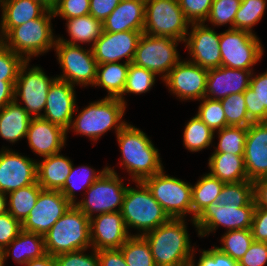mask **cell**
Masks as SVG:
<instances>
[{"mask_svg": "<svg viewBox=\"0 0 267 266\" xmlns=\"http://www.w3.org/2000/svg\"><path fill=\"white\" fill-rule=\"evenodd\" d=\"M41 190L39 184L34 183L8 193V212L22 223L34 208Z\"/></svg>", "mask_w": 267, "mask_h": 266, "instance_id": "35", "label": "cell"}, {"mask_svg": "<svg viewBox=\"0 0 267 266\" xmlns=\"http://www.w3.org/2000/svg\"><path fill=\"white\" fill-rule=\"evenodd\" d=\"M136 183L139 188L137 190L127 187L121 213L127 229L133 227L142 231L136 236H143L167 222L170 217L155 200L146 184L140 181Z\"/></svg>", "mask_w": 267, "mask_h": 266, "instance_id": "5", "label": "cell"}, {"mask_svg": "<svg viewBox=\"0 0 267 266\" xmlns=\"http://www.w3.org/2000/svg\"><path fill=\"white\" fill-rule=\"evenodd\" d=\"M29 60L20 67L18 78L15 82V99L21 97L25 106H22L33 118L41 117L40 113L46 105L48 90L57 78H49L38 66H33L27 71ZM33 115V116H32Z\"/></svg>", "mask_w": 267, "mask_h": 266, "instance_id": "14", "label": "cell"}, {"mask_svg": "<svg viewBox=\"0 0 267 266\" xmlns=\"http://www.w3.org/2000/svg\"><path fill=\"white\" fill-rule=\"evenodd\" d=\"M184 218H170L143 237L149 243L156 266H190L194 248H191ZM193 249V250H191Z\"/></svg>", "mask_w": 267, "mask_h": 266, "instance_id": "1", "label": "cell"}, {"mask_svg": "<svg viewBox=\"0 0 267 266\" xmlns=\"http://www.w3.org/2000/svg\"><path fill=\"white\" fill-rule=\"evenodd\" d=\"M266 0H242L234 19V29L252 32L253 26L261 20Z\"/></svg>", "mask_w": 267, "mask_h": 266, "instance_id": "44", "label": "cell"}, {"mask_svg": "<svg viewBox=\"0 0 267 266\" xmlns=\"http://www.w3.org/2000/svg\"><path fill=\"white\" fill-rule=\"evenodd\" d=\"M214 132L199 118H191L183 132V143L186 149L198 152L212 144Z\"/></svg>", "mask_w": 267, "mask_h": 266, "instance_id": "37", "label": "cell"}, {"mask_svg": "<svg viewBox=\"0 0 267 266\" xmlns=\"http://www.w3.org/2000/svg\"><path fill=\"white\" fill-rule=\"evenodd\" d=\"M45 6L48 10H53L58 0H36Z\"/></svg>", "mask_w": 267, "mask_h": 266, "instance_id": "61", "label": "cell"}, {"mask_svg": "<svg viewBox=\"0 0 267 266\" xmlns=\"http://www.w3.org/2000/svg\"><path fill=\"white\" fill-rule=\"evenodd\" d=\"M15 86L9 81H0V109L15 100Z\"/></svg>", "mask_w": 267, "mask_h": 266, "instance_id": "58", "label": "cell"}, {"mask_svg": "<svg viewBox=\"0 0 267 266\" xmlns=\"http://www.w3.org/2000/svg\"><path fill=\"white\" fill-rule=\"evenodd\" d=\"M71 205L59 190L42 189L34 208L22 222V230L45 236Z\"/></svg>", "mask_w": 267, "mask_h": 266, "instance_id": "15", "label": "cell"}, {"mask_svg": "<svg viewBox=\"0 0 267 266\" xmlns=\"http://www.w3.org/2000/svg\"><path fill=\"white\" fill-rule=\"evenodd\" d=\"M255 205L267 209V177L253 181Z\"/></svg>", "mask_w": 267, "mask_h": 266, "instance_id": "57", "label": "cell"}, {"mask_svg": "<svg viewBox=\"0 0 267 266\" xmlns=\"http://www.w3.org/2000/svg\"><path fill=\"white\" fill-rule=\"evenodd\" d=\"M244 163L249 180L267 177V122H253L248 127Z\"/></svg>", "mask_w": 267, "mask_h": 266, "instance_id": "23", "label": "cell"}, {"mask_svg": "<svg viewBox=\"0 0 267 266\" xmlns=\"http://www.w3.org/2000/svg\"><path fill=\"white\" fill-rule=\"evenodd\" d=\"M253 241L251 229L232 230L227 231L221 237V243L223 244L216 248L238 262L246 254Z\"/></svg>", "mask_w": 267, "mask_h": 266, "instance_id": "39", "label": "cell"}, {"mask_svg": "<svg viewBox=\"0 0 267 266\" xmlns=\"http://www.w3.org/2000/svg\"><path fill=\"white\" fill-rule=\"evenodd\" d=\"M243 94L249 118L253 122H267V71L251 77Z\"/></svg>", "mask_w": 267, "mask_h": 266, "instance_id": "32", "label": "cell"}, {"mask_svg": "<svg viewBox=\"0 0 267 266\" xmlns=\"http://www.w3.org/2000/svg\"><path fill=\"white\" fill-rule=\"evenodd\" d=\"M122 182L115 170L107 167L105 173L87 190L89 196L76 202L75 206L88 218L93 217L94 212L102 214L121 211L127 190V186Z\"/></svg>", "mask_w": 267, "mask_h": 266, "instance_id": "9", "label": "cell"}, {"mask_svg": "<svg viewBox=\"0 0 267 266\" xmlns=\"http://www.w3.org/2000/svg\"><path fill=\"white\" fill-rule=\"evenodd\" d=\"M254 200L253 181L225 183L216 203L236 204L237 208L247 206Z\"/></svg>", "mask_w": 267, "mask_h": 266, "instance_id": "43", "label": "cell"}, {"mask_svg": "<svg viewBox=\"0 0 267 266\" xmlns=\"http://www.w3.org/2000/svg\"><path fill=\"white\" fill-rule=\"evenodd\" d=\"M7 194L0 191V215L5 214L8 212V200H7Z\"/></svg>", "mask_w": 267, "mask_h": 266, "instance_id": "60", "label": "cell"}, {"mask_svg": "<svg viewBox=\"0 0 267 266\" xmlns=\"http://www.w3.org/2000/svg\"><path fill=\"white\" fill-rule=\"evenodd\" d=\"M52 10H46L39 18L33 19L22 25L13 27L1 40L16 54L29 60L54 48L57 39L51 28Z\"/></svg>", "mask_w": 267, "mask_h": 266, "instance_id": "4", "label": "cell"}, {"mask_svg": "<svg viewBox=\"0 0 267 266\" xmlns=\"http://www.w3.org/2000/svg\"><path fill=\"white\" fill-rule=\"evenodd\" d=\"M31 118L17 99L6 104L0 109V137L10 143L26 138Z\"/></svg>", "mask_w": 267, "mask_h": 266, "instance_id": "28", "label": "cell"}, {"mask_svg": "<svg viewBox=\"0 0 267 266\" xmlns=\"http://www.w3.org/2000/svg\"><path fill=\"white\" fill-rule=\"evenodd\" d=\"M73 163L59 153L37 162V183L44 190H60L70 174Z\"/></svg>", "mask_w": 267, "mask_h": 266, "instance_id": "27", "label": "cell"}, {"mask_svg": "<svg viewBox=\"0 0 267 266\" xmlns=\"http://www.w3.org/2000/svg\"><path fill=\"white\" fill-rule=\"evenodd\" d=\"M208 165L211 170L209 174L224 183L249 180L245 168L244 155L212 153Z\"/></svg>", "mask_w": 267, "mask_h": 266, "instance_id": "30", "label": "cell"}, {"mask_svg": "<svg viewBox=\"0 0 267 266\" xmlns=\"http://www.w3.org/2000/svg\"><path fill=\"white\" fill-rule=\"evenodd\" d=\"M97 254L99 266H127L120 249H102Z\"/></svg>", "mask_w": 267, "mask_h": 266, "instance_id": "56", "label": "cell"}, {"mask_svg": "<svg viewBox=\"0 0 267 266\" xmlns=\"http://www.w3.org/2000/svg\"><path fill=\"white\" fill-rule=\"evenodd\" d=\"M12 248V253H11ZM12 254L14 261L19 265H25L33 259L46 255L44 236L21 231L19 235L2 250L3 266L4 261Z\"/></svg>", "mask_w": 267, "mask_h": 266, "instance_id": "29", "label": "cell"}, {"mask_svg": "<svg viewBox=\"0 0 267 266\" xmlns=\"http://www.w3.org/2000/svg\"><path fill=\"white\" fill-rule=\"evenodd\" d=\"M146 0H122L103 21V31H143Z\"/></svg>", "mask_w": 267, "mask_h": 266, "instance_id": "25", "label": "cell"}, {"mask_svg": "<svg viewBox=\"0 0 267 266\" xmlns=\"http://www.w3.org/2000/svg\"><path fill=\"white\" fill-rule=\"evenodd\" d=\"M255 208L254 200L239 208L236 204L212 203L195 218L198 235L204 237L219 225L226 227L227 231L251 229Z\"/></svg>", "mask_w": 267, "mask_h": 266, "instance_id": "12", "label": "cell"}, {"mask_svg": "<svg viewBox=\"0 0 267 266\" xmlns=\"http://www.w3.org/2000/svg\"><path fill=\"white\" fill-rule=\"evenodd\" d=\"M142 34L143 31H103L92 46L97 64L119 62L124 57L126 63H132Z\"/></svg>", "mask_w": 267, "mask_h": 266, "instance_id": "19", "label": "cell"}, {"mask_svg": "<svg viewBox=\"0 0 267 266\" xmlns=\"http://www.w3.org/2000/svg\"><path fill=\"white\" fill-rule=\"evenodd\" d=\"M26 60L0 42V81H9L15 86L21 65Z\"/></svg>", "mask_w": 267, "mask_h": 266, "instance_id": "47", "label": "cell"}, {"mask_svg": "<svg viewBox=\"0 0 267 266\" xmlns=\"http://www.w3.org/2000/svg\"><path fill=\"white\" fill-rule=\"evenodd\" d=\"M190 24L178 0H146L143 33L169 36L184 42Z\"/></svg>", "mask_w": 267, "mask_h": 266, "instance_id": "7", "label": "cell"}, {"mask_svg": "<svg viewBox=\"0 0 267 266\" xmlns=\"http://www.w3.org/2000/svg\"><path fill=\"white\" fill-rule=\"evenodd\" d=\"M267 263V242L253 241L238 266H264Z\"/></svg>", "mask_w": 267, "mask_h": 266, "instance_id": "52", "label": "cell"}, {"mask_svg": "<svg viewBox=\"0 0 267 266\" xmlns=\"http://www.w3.org/2000/svg\"><path fill=\"white\" fill-rule=\"evenodd\" d=\"M67 20V31L72 40H65L61 37L57 38L60 42H65L71 45H78L80 43H92L101 36L103 32V24L101 21L95 19L92 15L87 14L80 17H74Z\"/></svg>", "mask_w": 267, "mask_h": 266, "instance_id": "33", "label": "cell"}, {"mask_svg": "<svg viewBox=\"0 0 267 266\" xmlns=\"http://www.w3.org/2000/svg\"><path fill=\"white\" fill-rule=\"evenodd\" d=\"M73 85L56 78L51 84L41 118L68 131L75 113L76 97Z\"/></svg>", "mask_w": 267, "mask_h": 266, "instance_id": "21", "label": "cell"}, {"mask_svg": "<svg viewBox=\"0 0 267 266\" xmlns=\"http://www.w3.org/2000/svg\"><path fill=\"white\" fill-rule=\"evenodd\" d=\"M126 105L119 98L105 97L90 103L72 120L70 128L97 141L105 132L115 128L116 135L127 124L121 121Z\"/></svg>", "mask_w": 267, "mask_h": 266, "instance_id": "6", "label": "cell"}, {"mask_svg": "<svg viewBox=\"0 0 267 266\" xmlns=\"http://www.w3.org/2000/svg\"><path fill=\"white\" fill-rule=\"evenodd\" d=\"M220 53L222 66L252 70L263 55V48L254 33L230 28L220 35Z\"/></svg>", "mask_w": 267, "mask_h": 266, "instance_id": "11", "label": "cell"}, {"mask_svg": "<svg viewBox=\"0 0 267 266\" xmlns=\"http://www.w3.org/2000/svg\"><path fill=\"white\" fill-rule=\"evenodd\" d=\"M224 182L209 173L202 176L192 186V223L195 225V218L210 204L216 203Z\"/></svg>", "mask_w": 267, "mask_h": 266, "instance_id": "34", "label": "cell"}, {"mask_svg": "<svg viewBox=\"0 0 267 266\" xmlns=\"http://www.w3.org/2000/svg\"><path fill=\"white\" fill-rule=\"evenodd\" d=\"M208 69L191 61H179L163 79L179 99L200 100L205 97Z\"/></svg>", "mask_w": 267, "mask_h": 266, "instance_id": "16", "label": "cell"}, {"mask_svg": "<svg viewBox=\"0 0 267 266\" xmlns=\"http://www.w3.org/2000/svg\"><path fill=\"white\" fill-rule=\"evenodd\" d=\"M242 0H213L207 20L213 25H224L230 23L234 29V19Z\"/></svg>", "mask_w": 267, "mask_h": 266, "instance_id": "46", "label": "cell"}, {"mask_svg": "<svg viewBox=\"0 0 267 266\" xmlns=\"http://www.w3.org/2000/svg\"><path fill=\"white\" fill-rule=\"evenodd\" d=\"M63 75L58 79L67 81L71 85H94L97 73V61L92 48L85 49L80 45H71L56 41L55 49Z\"/></svg>", "mask_w": 267, "mask_h": 266, "instance_id": "13", "label": "cell"}, {"mask_svg": "<svg viewBox=\"0 0 267 266\" xmlns=\"http://www.w3.org/2000/svg\"><path fill=\"white\" fill-rule=\"evenodd\" d=\"M252 71L225 66L209 69L205 97L221 100L230 94L244 93L250 86Z\"/></svg>", "mask_w": 267, "mask_h": 266, "instance_id": "22", "label": "cell"}, {"mask_svg": "<svg viewBox=\"0 0 267 266\" xmlns=\"http://www.w3.org/2000/svg\"><path fill=\"white\" fill-rule=\"evenodd\" d=\"M37 183V162L8 150L0 151V191H12Z\"/></svg>", "mask_w": 267, "mask_h": 266, "instance_id": "17", "label": "cell"}, {"mask_svg": "<svg viewBox=\"0 0 267 266\" xmlns=\"http://www.w3.org/2000/svg\"><path fill=\"white\" fill-rule=\"evenodd\" d=\"M217 132L219 143L213 153L244 155L248 127L226 126Z\"/></svg>", "mask_w": 267, "mask_h": 266, "instance_id": "40", "label": "cell"}, {"mask_svg": "<svg viewBox=\"0 0 267 266\" xmlns=\"http://www.w3.org/2000/svg\"><path fill=\"white\" fill-rule=\"evenodd\" d=\"M0 266H3L2 251L0 250Z\"/></svg>", "mask_w": 267, "mask_h": 266, "instance_id": "62", "label": "cell"}, {"mask_svg": "<svg viewBox=\"0 0 267 266\" xmlns=\"http://www.w3.org/2000/svg\"><path fill=\"white\" fill-rule=\"evenodd\" d=\"M220 102L224 109L227 126L249 127L253 123L247 114L243 93L230 94Z\"/></svg>", "mask_w": 267, "mask_h": 266, "instance_id": "41", "label": "cell"}, {"mask_svg": "<svg viewBox=\"0 0 267 266\" xmlns=\"http://www.w3.org/2000/svg\"><path fill=\"white\" fill-rule=\"evenodd\" d=\"M130 236L121 211L96 214L90 218L92 250L119 249Z\"/></svg>", "mask_w": 267, "mask_h": 266, "instance_id": "20", "label": "cell"}, {"mask_svg": "<svg viewBox=\"0 0 267 266\" xmlns=\"http://www.w3.org/2000/svg\"><path fill=\"white\" fill-rule=\"evenodd\" d=\"M22 231V223L9 212L0 215V250L8 246Z\"/></svg>", "mask_w": 267, "mask_h": 266, "instance_id": "51", "label": "cell"}, {"mask_svg": "<svg viewBox=\"0 0 267 266\" xmlns=\"http://www.w3.org/2000/svg\"><path fill=\"white\" fill-rule=\"evenodd\" d=\"M52 11L64 19L84 16L90 12V0H58Z\"/></svg>", "mask_w": 267, "mask_h": 266, "instance_id": "49", "label": "cell"}, {"mask_svg": "<svg viewBox=\"0 0 267 266\" xmlns=\"http://www.w3.org/2000/svg\"><path fill=\"white\" fill-rule=\"evenodd\" d=\"M191 27V32L187 34L189 37L184 41V43H187L185 47L188 48L193 59L189 61L208 70L222 66L221 33H216L205 23H193Z\"/></svg>", "mask_w": 267, "mask_h": 266, "instance_id": "18", "label": "cell"}, {"mask_svg": "<svg viewBox=\"0 0 267 266\" xmlns=\"http://www.w3.org/2000/svg\"><path fill=\"white\" fill-rule=\"evenodd\" d=\"M196 114L213 132L227 126L224 109L220 100L202 98Z\"/></svg>", "mask_w": 267, "mask_h": 266, "instance_id": "45", "label": "cell"}, {"mask_svg": "<svg viewBox=\"0 0 267 266\" xmlns=\"http://www.w3.org/2000/svg\"><path fill=\"white\" fill-rule=\"evenodd\" d=\"M67 131L41 117L31 118L26 138L36 154L47 157L60 153L66 142Z\"/></svg>", "mask_w": 267, "mask_h": 266, "instance_id": "24", "label": "cell"}, {"mask_svg": "<svg viewBox=\"0 0 267 266\" xmlns=\"http://www.w3.org/2000/svg\"><path fill=\"white\" fill-rule=\"evenodd\" d=\"M121 1L122 0H90L89 14L103 23Z\"/></svg>", "mask_w": 267, "mask_h": 266, "instance_id": "55", "label": "cell"}, {"mask_svg": "<svg viewBox=\"0 0 267 266\" xmlns=\"http://www.w3.org/2000/svg\"><path fill=\"white\" fill-rule=\"evenodd\" d=\"M87 249L62 253L55 256L56 266H99L97 250L91 255L84 254Z\"/></svg>", "mask_w": 267, "mask_h": 266, "instance_id": "50", "label": "cell"}, {"mask_svg": "<svg viewBox=\"0 0 267 266\" xmlns=\"http://www.w3.org/2000/svg\"><path fill=\"white\" fill-rule=\"evenodd\" d=\"M119 249L127 266H156L149 243L143 236L131 235Z\"/></svg>", "mask_w": 267, "mask_h": 266, "instance_id": "38", "label": "cell"}, {"mask_svg": "<svg viewBox=\"0 0 267 266\" xmlns=\"http://www.w3.org/2000/svg\"><path fill=\"white\" fill-rule=\"evenodd\" d=\"M2 20L0 34L3 38L13 27L39 18L47 8L36 0H0Z\"/></svg>", "mask_w": 267, "mask_h": 266, "instance_id": "26", "label": "cell"}, {"mask_svg": "<svg viewBox=\"0 0 267 266\" xmlns=\"http://www.w3.org/2000/svg\"><path fill=\"white\" fill-rule=\"evenodd\" d=\"M179 6L191 23H204L209 16L213 0H178Z\"/></svg>", "mask_w": 267, "mask_h": 266, "instance_id": "48", "label": "cell"}, {"mask_svg": "<svg viewBox=\"0 0 267 266\" xmlns=\"http://www.w3.org/2000/svg\"><path fill=\"white\" fill-rule=\"evenodd\" d=\"M155 76L156 74L153 71L130 63L125 88L119 99L126 105L123 97L126 93L141 94L148 92L155 83Z\"/></svg>", "mask_w": 267, "mask_h": 266, "instance_id": "42", "label": "cell"}, {"mask_svg": "<svg viewBox=\"0 0 267 266\" xmlns=\"http://www.w3.org/2000/svg\"><path fill=\"white\" fill-rule=\"evenodd\" d=\"M194 263L193 259L190 266H195ZM197 266H238V262L214 246L209 250L202 251Z\"/></svg>", "mask_w": 267, "mask_h": 266, "instance_id": "53", "label": "cell"}, {"mask_svg": "<svg viewBox=\"0 0 267 266\" xmlns=\"http://www.w3.org/2000/svg\"><path fill=\"white\" fill-rule=\"evenodd\" d=\"M170 218L192 214V185L165 175L164 170L143 181Z\"/></svg>", "mask_w": 267, "mask_h": 266, "instance_id": "8", "label": "cell"}, {"mask_svg": "<svg viewBox=\"0 0 267 266\" xmlns=\"http://www.w3.org/2000/svg\"><path fill=\"white\" fill-rule=\"evenodd\" d=\"M177 40L169 36H151L142 34L136 48L132 63L153 71L156 75L164 74V79L170 70L180 61L176 49Z\"/></svg>", "mask_w": 267, "mask_h": 266, "instance_id": "10", "label": "cell"}, {"mask_svg": "<svg viewBox=\"0 0 267 266\" xmlns=\"http://www.w3.org/2000/svg\"><path fill=\"white\" fill-rule=\"evenodd\" d=\"M130 63L113 62L98 64L93 86H101L108 92V98H119L125 88Z\"/></svg>", "mask_w": 267, "mask_h": 266, "instance_id": "31", "label": "cell"}, {"mask_svg": "<svg viewBox=\"0 0 267 266\" xmlns=\"http://www.w3.org/2000/svg\"><path fill=\"white\" fill-rule=\"evenodd\" d=\"M251 231L254 241L267 242V209L256 206Z\"/></svg>", "mask_w": 267, "mask_h": 266, "instance_id": "54", "label": "cell"}, {"mask_svg": "<svg viewBox=\"0 0 267 266\" xmlns=\"http://www.w3.org/2000/svg\"><path fill=\"white\" fill-rule=\"evenodd\" d=\"M24 266H56L55 256L46 254L41 258L30 260Z\"/></svg>", "mask_w": 267, "mask_h": 266, "instance_id": "59", "label": "cell"}, {"mask_svg": "<svg viewBox=\"0 0 267 266\" xmlns=\"http://www.w3.org/2000/svg\"><path fill=\"white\" fill-rule=\"evenodd\" d=\"M44 243L46 253L52 256L88 249L91 246L90 218L71 205L45 234Z\"/></svg>", "mask_w": 267, "mask_h": 266, "instance_id": "3", "label": "cell"}, {"mask_svg": "<svg viewBox=\"0 0 267 266\" xmlns=\"http://www.w3.org/2000/svg\"><path fill=\"white\" fill-rule=\"evenodd\" d=\"M116 137L122 153L121 166L131 173L133 181L143 182L163 170L158 149L143 131L127 123Z\"/></svg>", "mask_w": 267, "mask_h": 266, "instance_id": "2", "label": "cell"}, {"mask_svg": "<svg viewBox=\"0 0 267 266\" xmlns=\"http://www.w3.org/2000/svg\"><path fill=\"white\" fill-rule=\"evenodd\" d=\"M80 169V170H79ZM107 167H105L100 172H96L89 166H81L75 168L73 165L70 170V174L68 175L64 186L59 190L65 198L72 204H76L75 200V190L89 189L91 185L105 173ZM80 171V172H79ZM78 178V179H77ZM79 183H78V181ZM81 182V183H80Z\"/></svg>", "mask_w": 267, "mask_h": 266, "instance_id": "36", "label": "cell"}]
</instances>
